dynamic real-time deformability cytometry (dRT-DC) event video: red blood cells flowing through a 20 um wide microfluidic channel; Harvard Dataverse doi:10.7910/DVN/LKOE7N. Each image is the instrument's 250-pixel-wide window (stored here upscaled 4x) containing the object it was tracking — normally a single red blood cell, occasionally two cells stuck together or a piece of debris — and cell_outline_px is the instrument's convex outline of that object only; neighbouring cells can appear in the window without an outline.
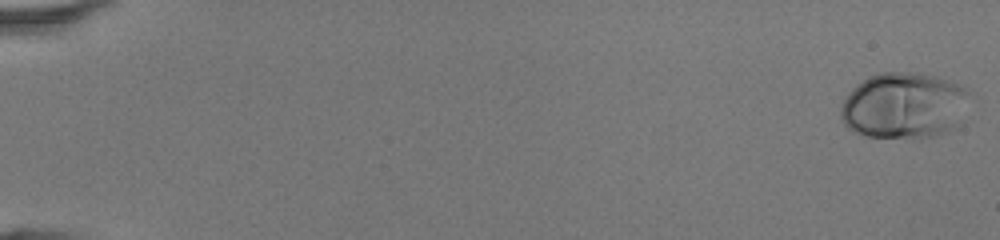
{"species": "human", "species_latin": "Homo sapiens", "temperature_condition": "room temperature", "stored_images_in_passage": 48, "camera_frame_rate_fps": 3000, "um_per_image_px": 0.085, "donor": {"sex": "female"}, "frame": {"image": 1, "passage_image": 1, "time_ms": 0.0, "image_size_px": [1000, 240], "cell_outline_px": [[968, 92], [960, 124], [936, 136], [912, 140], [864, 136], [848, 128], [844, 124], [840, 116], [840, 108], [848, 92], [856, 84], [868, 76], [880, 72], [916, 72], [936, 76], [960, 84]], "centroid_in_image_um": [76.8, 8.99], "position_along_channel_um": 8.2, "area_um2": 50.34}}
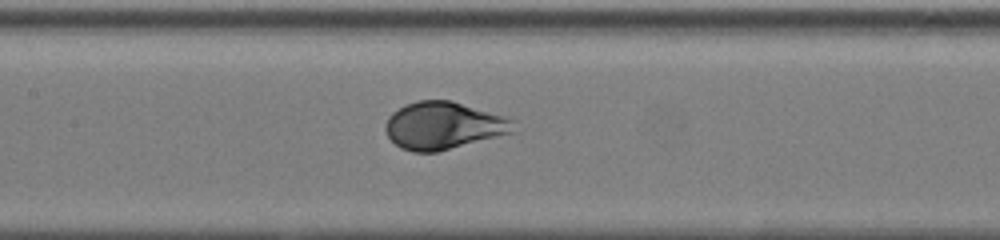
{"frame": {"image": 2, "passage_image": 25, "time_ms": 8.0, "image_size_px": [1000, 240], "cell_outline_px": [[516, 132], [436, 152], [412, 152], [400, 148], [388, 136], [384, 128], [384, 124], [388, 116], [392, 112], [416, 100], [452, 100], [504, 116], [516, 120]], "centroid_in_image_um": [37.72, 10.68], "position_along_channel_um": 169.7, "area_um2": 35.6}}
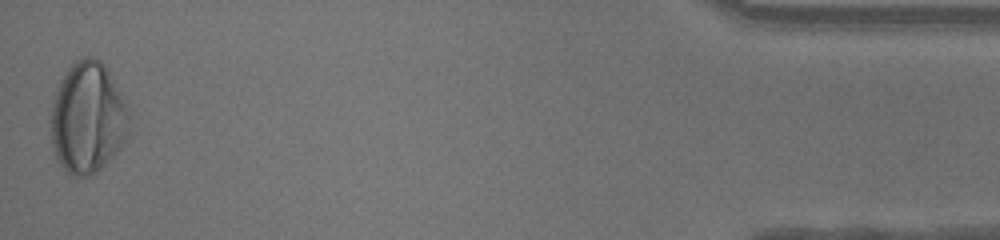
{"frame": {"image": 3, "passage_image": 48, "time_ms": 15.667, "image_size_px": [1000, 240], "cell_outline_px": [[128, 136], [120, 148], [92, 176], [72, 176], [60, 164], [52, 148], [52, 100], [56, 88], [60, 80], [68, 68], [76, 60], [84, 56], [92, 56], [100, 60], [104, 64], [128, 104]], "centroid_in_image_um": [7.46, 10.0], "position_along_channel_um": 427.7, "area_um2": 50.75}, "authors_computed_cell_mechanics": {"area_um2": 39.1595, "velocity_mm_per_s": 4.3593, "shape_relaxation_time_tau1_ms": 2.2747, "shape_relaxation_time_tau2_ms": null, "deformation_change_tau1": 0.1776, "deformation_change_tau2": null}}